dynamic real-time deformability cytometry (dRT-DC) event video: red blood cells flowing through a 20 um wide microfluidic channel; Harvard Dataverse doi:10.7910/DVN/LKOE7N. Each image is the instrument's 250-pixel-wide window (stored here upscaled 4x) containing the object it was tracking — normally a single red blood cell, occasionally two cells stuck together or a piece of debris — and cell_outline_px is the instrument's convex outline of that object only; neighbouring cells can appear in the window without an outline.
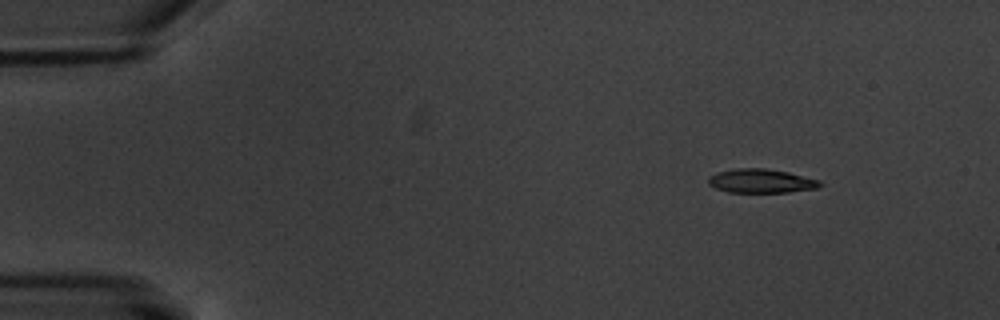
{"species": "common noctule bat (a hibernating species)", "species_latin": "Nyctalus noctula", "temperature_condition": "warm", "stored_images_in_passage": 4, "camera_frame_rate_fps": 3000, "um_per_image_px": 0.085, "animal": {"sex": "male", "body_mass_g": 20.1, "forearm_length_mm": 53.5}, "frame": {"image": 1, "passage_image": 1, "time_ms": 0.0, "image_size_px": [1000, 320], "cell_outline_px": [[824, 184], [816, 188], [788, 192], [728, 192], [716, 188], [708, 184], [708, 176], [716, 172], [736, 168], [764, 168], [788, 172], [820, 180]], "centroid_in_image_um": [64.68, 15.37], "position_along_channel_um": 20.3, "area_um2": 15.61}}
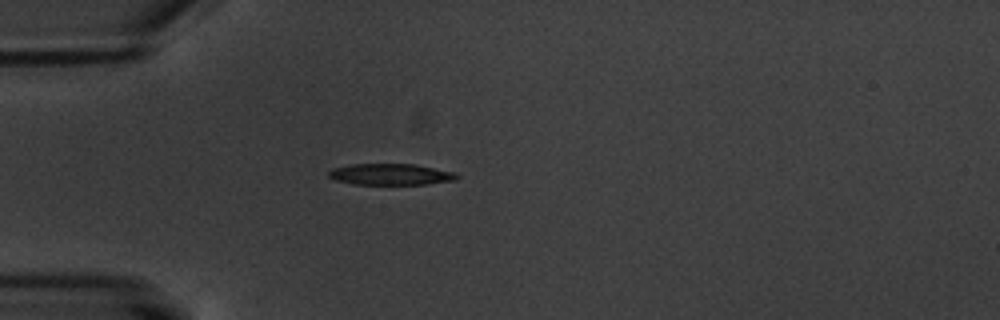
{"frame": {"image": 2, "passage_image": 3, "time_ms": 3.333, "image_size_px": [1000, 320], "cell_outline_px": [[460, 176], [456, 180], [424, 184], [352, 184], [336, 180], [328, 176], [328, 172], [332, 168], [352, 164], [416, 164], [456, 172]], "centroid_in_image_um": [33.23, 14.81], "position_along_channel_um": 51.8, "area_um2": 15.95}}